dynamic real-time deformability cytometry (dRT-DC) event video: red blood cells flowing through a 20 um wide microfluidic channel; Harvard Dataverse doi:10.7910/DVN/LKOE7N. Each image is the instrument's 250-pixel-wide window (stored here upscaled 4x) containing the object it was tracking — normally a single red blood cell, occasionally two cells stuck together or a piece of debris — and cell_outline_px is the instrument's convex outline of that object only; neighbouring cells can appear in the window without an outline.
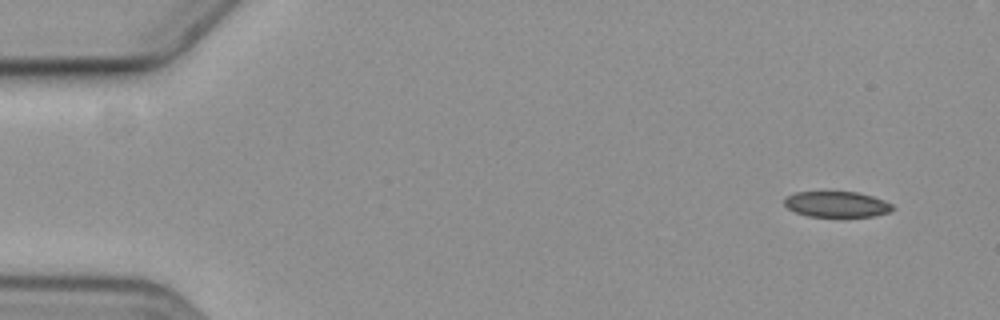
{"species": "common noctule bat (a hibernating species)", "species_latin": "Nyctalus noctula", "temperature_condition": "cold", "stored_images_in_passage": 6, "camera_frame_rate_fps": 3000, "um_per_image_px": 0.085, "animal": {"sex": "female", "body_mass_g": 19.3, "forearm_length_mm": 54.1}, "frame": {"image": 1, "passage_image": 1, "time_ms": 0.0, "image_size_px": [1000, 320], "cell_outline_px": [[896, 208], [888, 212], [872, 216], [808, 216], [796, 212], [788, 208], [784, 204], [784, 200], [788, 196], [796, 192], [856, 192], [872, 196], [884, 200], [892, 204]], "centroid_in_image_um": [71.14, 17.36], "position_along_channel_um": 13.9, "area_um2": 16.01}}
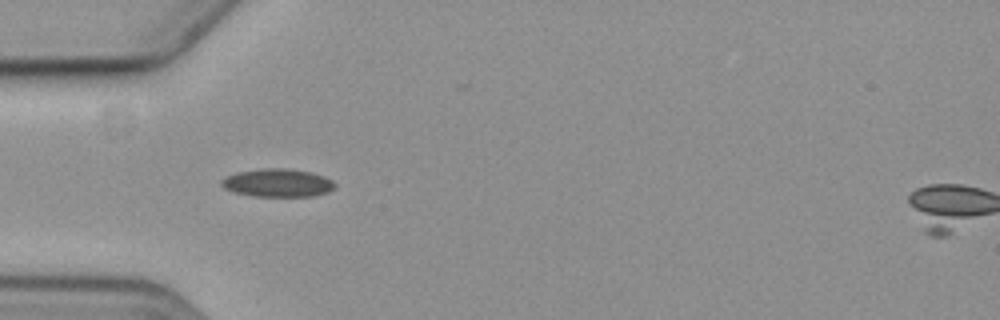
{"frame": {"image": 2, "passage_image": 5, "time_ms": 4.667, "image_size_px": [1000, 320], "cell_outline_px": [[336, 188], [328, 192], [312, 196], [252, 196], [232, 192], [224, 188], [220, 184], [220, 180], [236, 172], [264, 168], [284, 168], [312, 172], [324, 176], [332, 180], [336, 184]], "centroid_in_image_um": [23.6, 15.54], "position_along_channel_um": 61.4, "area_um2": 18.73}}
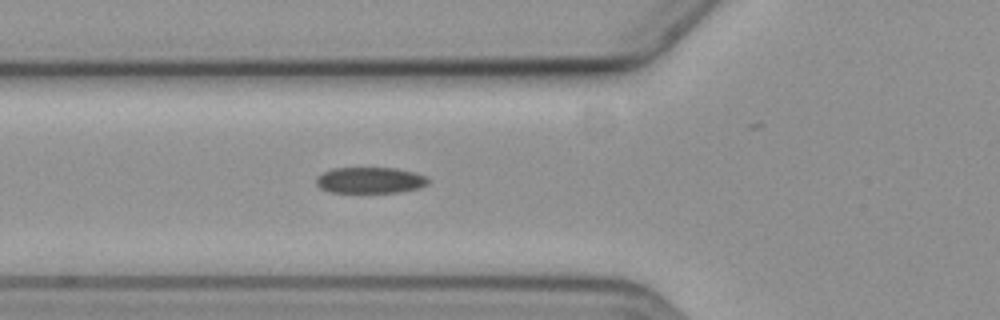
{"frame": {"image": 3, "passage_image": 6, "time_ms": 5.667, "image_size_px": [1000, 320], "cell_outline_px": [[428, 184], [416, 188], [400, 192], [328, 192], [320, 188], [316, 184], [316, 176], [332, 168], [392, 168], [412, 172], [424, 176], [428, 180]], "centroid_in_image_um": [31.39, 15.32], "position_along_channel_um": 94.4, "area_um2": 16.82}}